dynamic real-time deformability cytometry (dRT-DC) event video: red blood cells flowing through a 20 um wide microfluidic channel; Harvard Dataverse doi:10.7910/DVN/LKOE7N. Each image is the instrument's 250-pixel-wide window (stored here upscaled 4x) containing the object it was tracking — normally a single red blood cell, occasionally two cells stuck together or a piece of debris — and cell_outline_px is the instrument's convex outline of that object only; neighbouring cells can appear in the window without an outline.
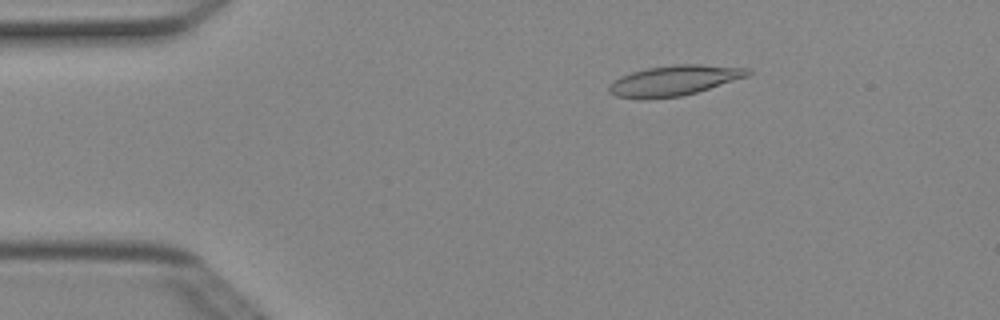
{"species": "Egyptian fruit bat (a non-hibernating species)", "species_latin": "Rousettus aegyptiacus", "temperature_condition": "cold", "stored_images_in_passage": 7, "camera_frame_rate_fps": 3000, "um_per_image_px": 0.085, "animal": {"sex": "female"}, "frame": {"image": 1, "passage_image": 3, "time_ms": 0.667, "image_size_px": [1000, 320], "cell_outline_px": [[752, 72], [748, 76], [696, 92], [680, 96], [616, 96], [608, 92], [608, 88], [620, 76], [632, 72], [648, 68], [676, 64], [700, 64], [748, 68]], "centroid_in_image_um": [57.39, 6.79], "position_along_channel_um": 27.6, "area_um2": 23.41}}
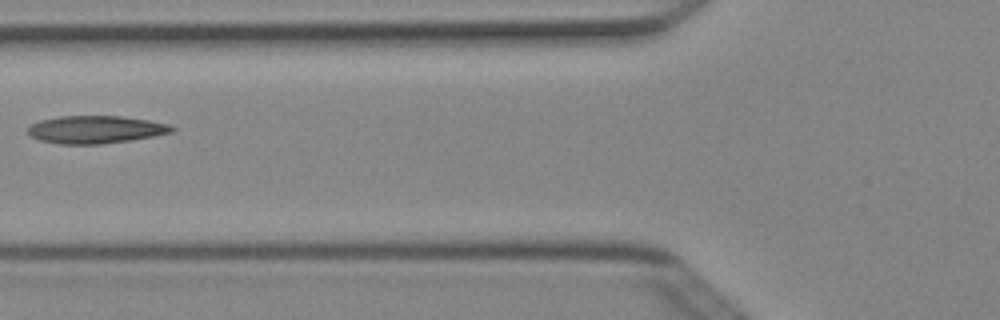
{"frame": {"image": 2, "passage_image": 6, "time_ms": 1.667, "image_size_px": [1000, 320], "cell_outline_px": [[176, 128], [172, 132], [156, 136], [132, 140], [104, 144], [60, 144], [40, 140], [32, 136], [28, 132], [28, 128], [32, 124], [40, 120], [60, 116], [120, 116], [148, 120], [168, 124]], "centroid_in_image_um": [8.16, 11.01], "position_along_channel_um": 117.6, "area_um2": 23.24}}
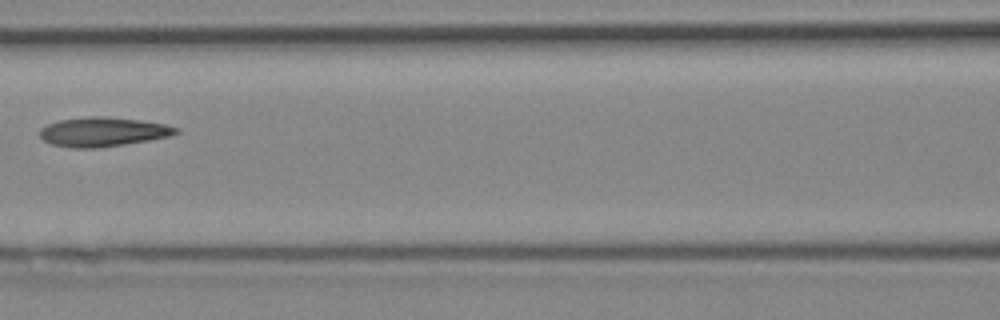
{"frame": {"image": 3, "passage_image": 7, "time_ms": 2.0, "image_size_px": [1000, 320], "cell_outline_px": [[180, 132], [172, 136], [124, 144], [96, 148], [72, 148], [52, 144], [44, 140], [40, 136], [40, 128], [48, 124], [60, 120], [92, 116], [100, 116], [140, 120], [164, 124], [180, 128]], "centroid_in_image_um": [8.77, 11.21], "position_along_channel_um": 157.8, "area_um2": 23.12}}